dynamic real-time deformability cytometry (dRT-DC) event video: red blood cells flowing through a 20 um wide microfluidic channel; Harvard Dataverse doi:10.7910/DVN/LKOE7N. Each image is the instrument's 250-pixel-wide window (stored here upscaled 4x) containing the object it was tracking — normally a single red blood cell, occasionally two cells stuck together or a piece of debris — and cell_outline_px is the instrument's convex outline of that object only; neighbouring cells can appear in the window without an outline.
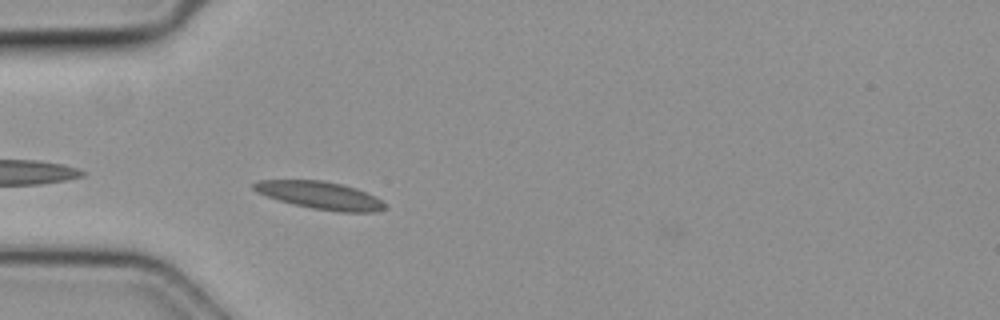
{"species": "common noctule bat (a hibernating species)", "species_latin": "Nyctalus noctula", "temperature_condition": "cold", "stored_images_in_passage": 36, "camera_frame_rate_fps": 3000, "um_per_image_px": 0.085, "animal": {"sex": "female", "body_mass_g": 19.3, "forearm_length_mm": 54.1}, "frame": {"image": 1, "passage_image": 2, "time_ms": 0.333, "image_size_px": [1000, 320], "cell_outline_px": [[388, 208], [376, 212], [340, 212], [312, 208], [292, 204], [256, 192], [252, 188], [252, 184], [256, 180], [320, 180], [340, 184], [356, 188], [376, 196], [388, 204]], "centroid_in_image_um": [27.26, 16.61], "position_along_channel_um": 57.7, "area_um2": 21.21}}
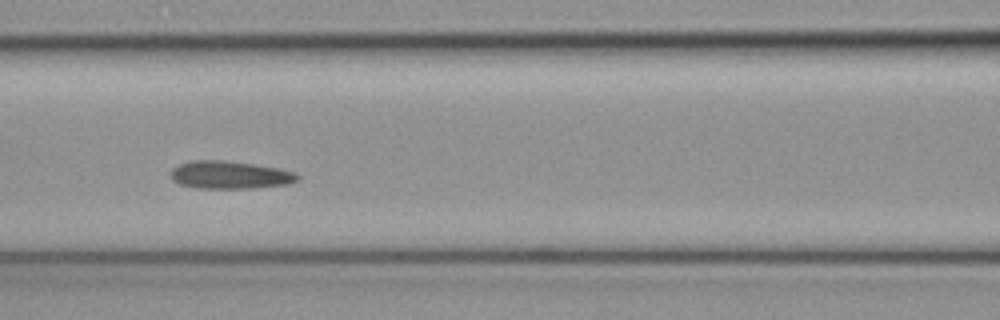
{"frame": {"image": 2, "passage_image": 9, "time_ms": 2.667, "image_size_px": [1000, 320], "cell_outline_px": [[300, 176], [296, 180], [288, 184], [252, 188], [196, 188], [180, 184], [172, 180], [172, 168], [176, 164], [192, 160], [224, 160], [252, 164], [276, 168], [296, 172]], "centroid_in_image_um": [19.5, 14.86], "position_along_channel_um": 147.1, "area_um2": 20.46}}
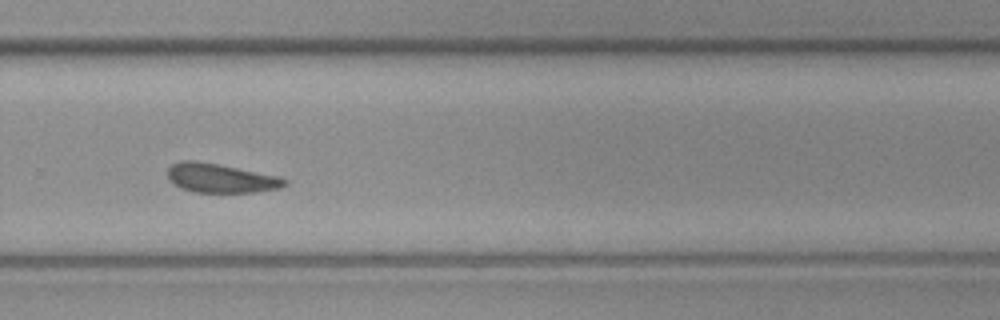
{"frame": {"image": 3, "passage_image": 21, "time_ms": 6.667, "image_size_px": [1000, 320], "cell_outline_px": [[288, 184], [280, 188], [256, 192], [192, 192], [180, 188], [168, 180], [168, 168], [172, 164], [180, 160], [196, 160], [280, 176], [288, 180]], "centroid_in_image_um": [18.75, 15.14], "position_along_channel_um": 311.0, "area_um2": 20.0}}